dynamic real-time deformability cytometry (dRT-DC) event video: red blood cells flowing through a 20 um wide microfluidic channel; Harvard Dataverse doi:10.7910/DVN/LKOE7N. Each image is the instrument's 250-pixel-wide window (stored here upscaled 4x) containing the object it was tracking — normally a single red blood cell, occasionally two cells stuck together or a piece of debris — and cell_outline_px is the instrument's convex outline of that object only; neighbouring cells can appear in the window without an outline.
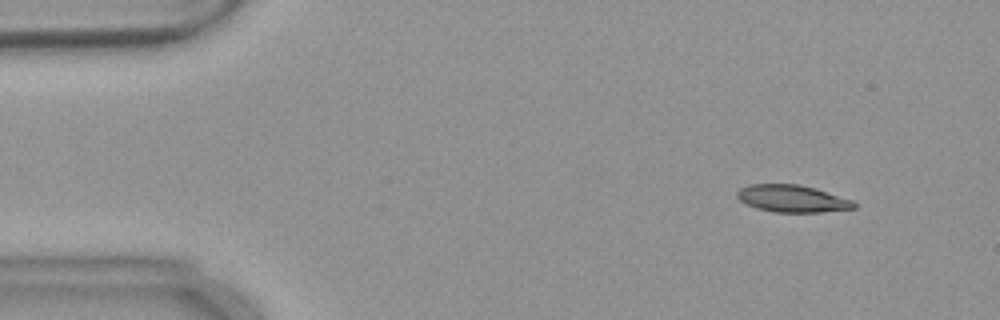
{"species": "common noctule bat (a hibernating species)", "species_latin": "Nyctalus noctula", "temperature_condition": "warm", "stored_images_in_passage": 55, "camera_frame_rate_fps": 3000, "um_per_image_px": 0.085, "animal": {"sex": "female", "body_mass_g": 18.4}, "frame": {"image": 1, "passage_image": 6, "time_ms": 1.667, "image_size_px": [1000, 320], "cell_outline_px": [[856, 208], [820, 212], [772, 212], [756, 208], [740, 200], [736, 196], [736, 192], [740, 188], [748, 184], [796, 184], [812, 188], [852, 200], [856, 204]], "centroid_in_image_um": [67.29, 16.89], "position_along_channel_um": 17.7, "area_um2": 18.26}}
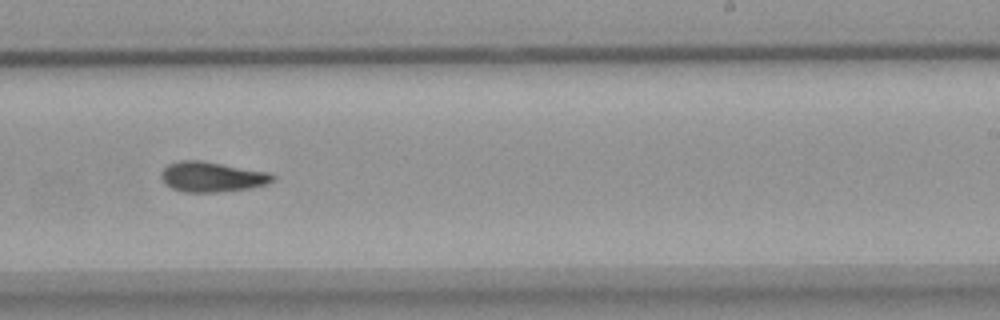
{"frame": {"image": 2, "passage_image": 34, "time_ms": 11.0, "image_size_px": [1000, 320], "cell_outline_px": [[276, 176], [272, 180], [264, 184], [248, 188], [216, 192], [184, 192], [172, 188], [164, 184], [160, 176], [160, 172], [168, 164], [180, 160], [200, 160], [268, 172]], "centroid_in_image_um": [17.94, 15.02], "position_along_channel_um": 271.1, "area_um2": 19.42}}
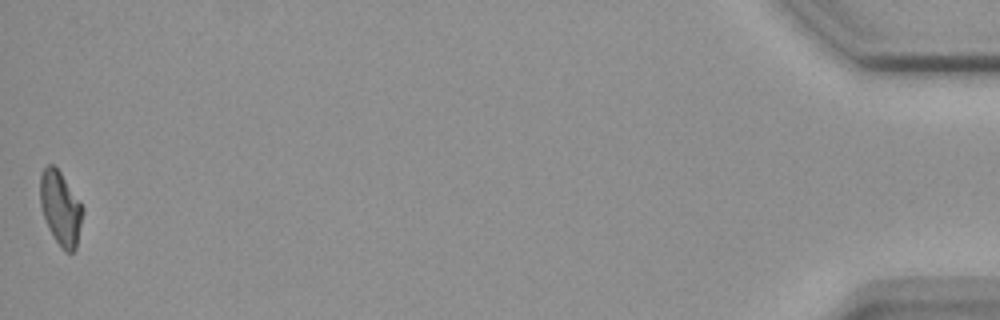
{"frame": {"image": 3, "passage_image": 55, "time_ms": 18.0, "image_size_px": [1000, 320], "cell_outline_px": [[84, 212], [76, 248], [72, 252], [64, 252], [60, 248], [48, 228], [40, 204], [40, 172], [48, 164], [52, 164], [60, 172], [84, 208]], "centroid_in_image_um": [5.14, 17.72], "position_along_channel_um": 430.1, "area_um2": 18.32}, "authors_computed_cell_mechanics": {"area_um2": 19.1318, "velocity_mm_per_s": 3.6876, "shape_relaxation_time_tau1_ms": 7.2716, "shape_relaxation_time_tau2_ms": null, "deformation_change_tau1": 0.1837, "deformation_change_tau2": null}}